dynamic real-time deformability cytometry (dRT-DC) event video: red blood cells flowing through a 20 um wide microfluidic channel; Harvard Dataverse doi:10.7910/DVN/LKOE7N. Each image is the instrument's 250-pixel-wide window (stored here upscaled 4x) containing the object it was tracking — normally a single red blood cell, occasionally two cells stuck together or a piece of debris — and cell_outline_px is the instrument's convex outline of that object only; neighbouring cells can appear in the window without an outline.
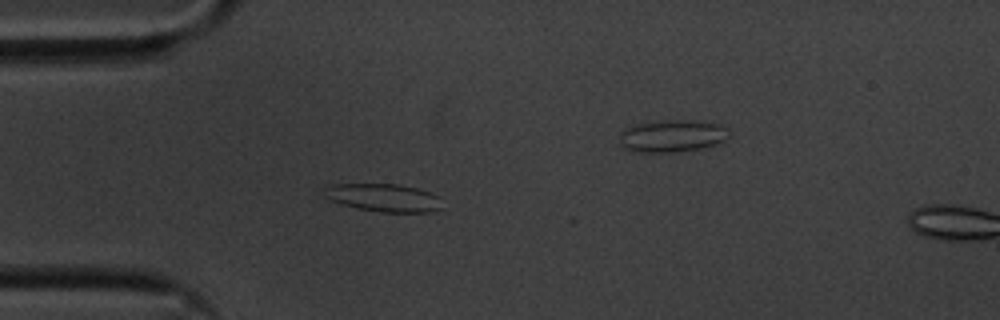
{"species": "common noctule bat (a hibernating species)", "species_latin": "Nyctalus noctula", "temperature_condition": "cold", "stored_images_in_passage": 19, "camera_frame_rate_fps": 3000, "um_per_image_px": 0.085, "animal": {"sex": "male", "body_mass_g": 20.1, "forearm_length_mm": 53.5}, "frame": {"image": 1, "passage_image": 11, "time_ms": 3.333, "image_size_px": [1000, 320], "cell_outline_px": [[444, 208], [436, 212], [380, 212], [360, 208], [344, 204], [332, 200], [324, 196], [328, 188], [332, 184], [400, 184], [416, 188], [440, 196]], "centroid_in_image_um": [32.74, 16.81], "position_along_channel_um": 52.3, "area_um2": 19.07}}
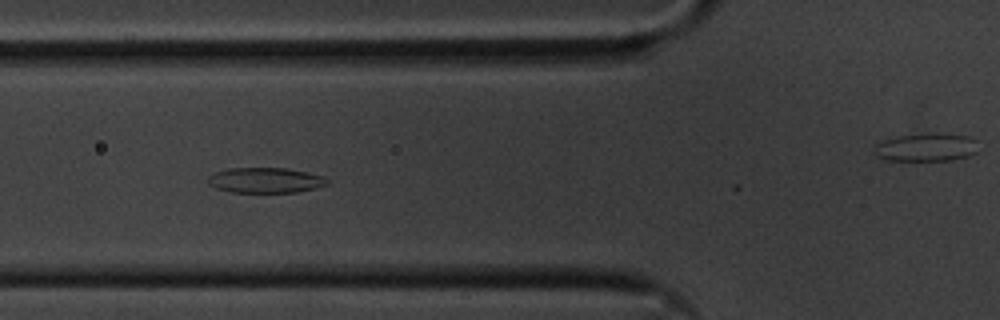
{"frame": {"image": 2, "passage_image": 16, "time_ms": 5.0, "image_size_px": [1000, 320], "cell_outline_px": [[328, 184], [316, 188], [296, 192], [232, 192], [216, 188], [208, 184], [208, 176], [216, 172], [228, 168], [288, 168], [320, 176], [328, 180]], "centroid_in_image_um": [22.52, 15.32], "position_along_channel_um": 103.3, "area_um2": 17.4}}